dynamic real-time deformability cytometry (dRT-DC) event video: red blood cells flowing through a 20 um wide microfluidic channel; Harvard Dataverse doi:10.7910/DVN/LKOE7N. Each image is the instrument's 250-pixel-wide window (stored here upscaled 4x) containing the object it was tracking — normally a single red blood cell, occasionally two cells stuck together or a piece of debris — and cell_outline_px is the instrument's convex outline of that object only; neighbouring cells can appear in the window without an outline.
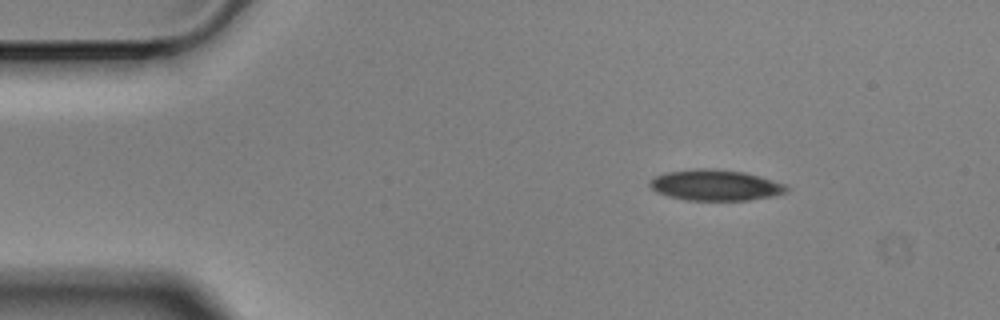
{"species": "Egyptian fruit bat (a non-hibernating species)", "species_latin": "Rousettus aegyptiacus", "temperature_condition": "cold", "stored_images_in_passage": 49, "camera_frame_rate_fps": 3000, "um_per_image_px": 0.085, "animal": {"sex": "male"}, "frame": {"image": 1, "passage_image": 1, "time_ms": 0.0, "image_size_px": [1000, 320], "cell_outline_px": [[792, 188], [784, 192], [772, 196], [748, 200], [684, 200], [668, 196], [656, 192], [648, 184], [656, 176], [668, 172], [696, 168], [708, 168], [744, 172], [772, 180], [784, 184]], "centroid_in_image_um": [60.8, 15.74], "position_along_channel_um": 24.2, "area_um2": 24.39}}
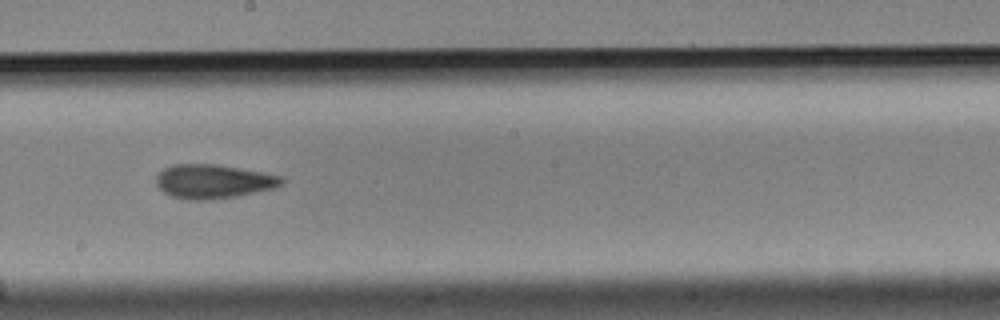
{"frame": {"image": 2, "passage_image": 24, "time_ms": 7.667, "image_size_px": [1000, 320], "cell_outline_px": [[284, 184], [276, 188], [236, 196], [208, 200], [188, 200], [172, 196], [164, 192], [156, 184], [156, 176], [164, 168], [172, 164], [216, 164], [264, 172], [284, 176]], "centroid_in_image_um": [18.17, 15.42], "position_along_channel_um": 230.0, "area_um2": 25.09}}
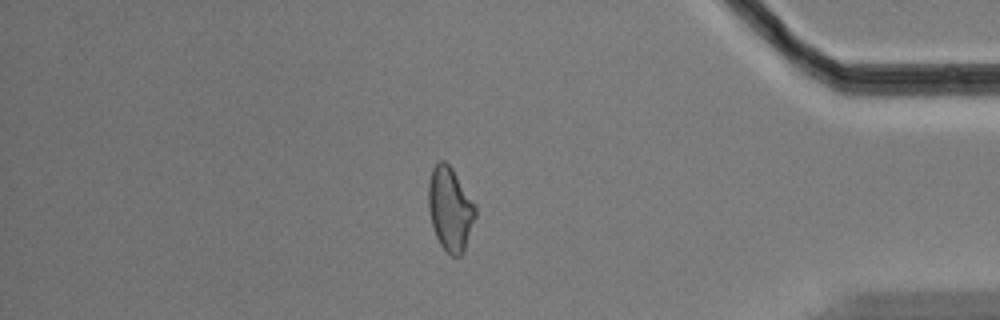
{"frame": {"image": 3, "passage_image": 41, "time_ms": 13.333, "image_size_px": [1000, 320], "cell_outline_px": [[476, 216], [464, 252], [460, 256], [452, 256], [440, 244], [436, 236], [428, 212], [428, 184], [432, 168], [436, 160], [444, 160], [452, 168], [476, 204]], "centroid_in_image_um": [38.26, 17.73], "position_along_channel_um": 396.9, "area_um2": 23.18}, "authors_computed_cell_mechanics": {"area_um2": 24.3916, "velocity_mm_per_s": 3.531, "shape_relaxation_time_tau1_ms": 8.0527, "shape_relaxation_time_tau2_ms": 3.7006, "deformation_change_tau1": 0.1571, "deformation_change_tau2": 0.1221}}